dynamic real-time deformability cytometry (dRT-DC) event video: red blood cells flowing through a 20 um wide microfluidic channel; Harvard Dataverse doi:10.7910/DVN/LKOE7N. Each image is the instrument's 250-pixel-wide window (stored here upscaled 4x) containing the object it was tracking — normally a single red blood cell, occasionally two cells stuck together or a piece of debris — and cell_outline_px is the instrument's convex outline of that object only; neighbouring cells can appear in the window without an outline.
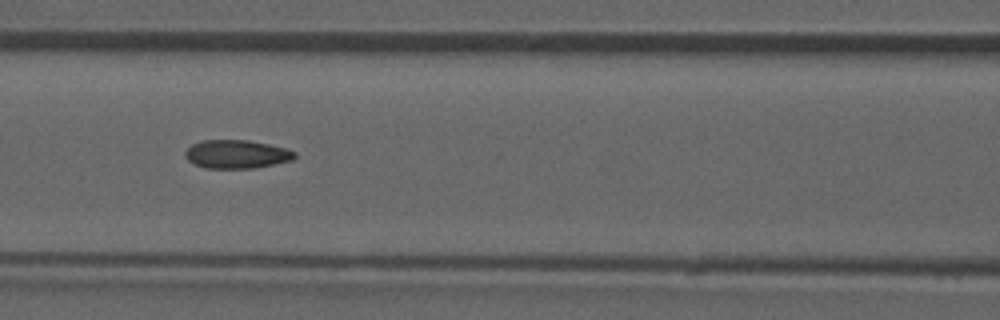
{"species": "common noctule bat (a hibernating species)", "species_latin": "Nyctalus noctula", "temperature_condition": "room temperature", "stored_images_in_passage": 52, "camera_frame_rate_fps": 3000, "um_per_image_px": 0.085, "animal": {"sex": "male", "forearm_length_mm": 52.5}, "frame": {"image": 1, "passage_image": 22, "time_ms": 7.0, "image_size_px": [1000, 320], "cell_outline_px": [[296, 156], [292, 160], [256, 168], [204, 168], [188, 160], [184, 156], [184, 152], [192, 144], [204, 140], [248, 140], [288, 148], [296, 152]], "centroid_in_image_um": [20.13, 13.1], "position_along_channel_um": 146.5, "area_um2": 18.21}}